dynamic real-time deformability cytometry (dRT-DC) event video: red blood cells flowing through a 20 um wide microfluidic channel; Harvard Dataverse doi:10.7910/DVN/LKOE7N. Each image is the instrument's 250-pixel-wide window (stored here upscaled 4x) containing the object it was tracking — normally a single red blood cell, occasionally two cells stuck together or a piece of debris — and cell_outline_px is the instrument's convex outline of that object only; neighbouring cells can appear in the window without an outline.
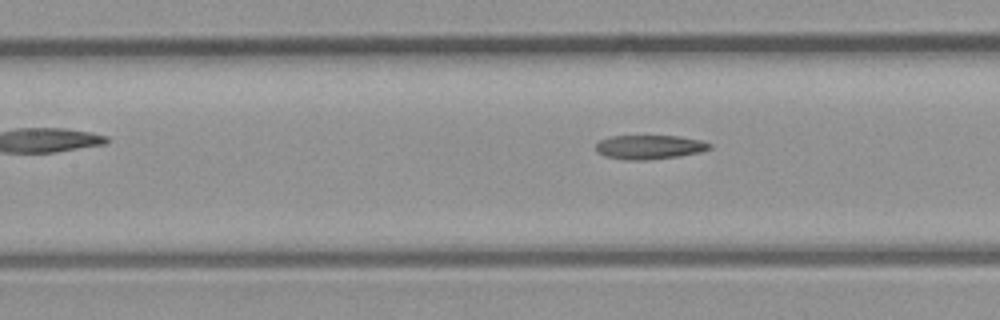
{"species": "common noctule bat (a hibernating species)", "species_latin": "Nyctalus noctula", "temperature_condition": "room temperature", "stored_images_in_passage": 7, "camera_frame_rate_fps": 3000, "um_per_image_px": 0.085, "animal": {"sex": "male", "body_mass_g": 23.1, "forearm_length_mm": 52.7}, "frame": {"image": 1, "passage_image": 7, "time_ms": 7.667, "image_size_px": [1000, 320], "cell_outline_px": [[712, 148], [700, 152], [680, 156], [648, 160], [624, 160], [604, 156], [596, 152], [596, 144], [600, 140], [612, 136], [680, 136], [704, 140], [712, 144]], "centroid_in_image_um": [55.23, 12.5], "position_along_channel_um": 152.2, "area_um2": 16.24}}